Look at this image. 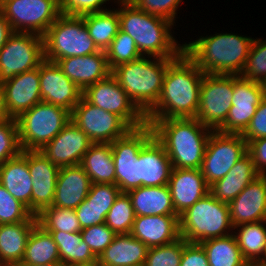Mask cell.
<instances>
[{
    "instance_id": "obj_39",
    "label": "cell",
    "mask_w": 266,
    "mask_h": 266,
    "mask_svg": "<svg viewBox=\"0 0 266 266\" xmlns=\"http://www.w3.org/2000/svg\"><path fill=\"white\" fill-rule=\"evenodd\" d=\"M135 212L127 193H120L108 211L105 224L115 234H129L133 228Z\"/></svg>"
},
{
    "instance_id": "obj_4",
    "label": "cell",
    "mask_w": 266,
    "mask_h": 266,
    "mask_svg": "<svg viewBox=\"0 0 266 266\" xmlns=\"http://www.w3.org/2000/svg\"><path fill=\"white\" fill-rule=\"evenodd\" d=\"M117 3L120 30L134 39L141 56L176 59L183 52V44L173 37V23L140 10L130 1Z\"/></svg>"
},
{
    "instance_id": "obj_52",
    "label": "cell",
    "mask_w": 266,
    "mask_h": 266,
    "mask_svg": "<svg viewBox=\"0 0 266 266\" xmlns=\"http://www.w3.org/2000/svg\"><path fill=\"white\" fill-rule=\"evenodd\" d=\"M247 152L259 174L266 176V137L250 141L247 144Z\"/></svg>"
},
{
    "instance_id": "obj_32",
    "label": "cell",
    "mask_w": 266,
    "mask_h": 266,
    "mask_svg": "<svg viewBox=\"0 0 266 266\" xmlns=\"http://www.w3.org/2000/svg\"><path fill=\"white\" fill-rule=\"evenodd\" d=\"M37 222L0 224V265L20 263L28 237Z\"/></svg>"
},
{
    "instance_id": "obj_48",
    "label": "cell",
    "mask_w": 266,
    "mask_h": 266,
    "mask_svg": "<svg viewBox=\"0 0 266 266\" xmlns=\"http://www.w3.org/2000/svg\"><path fill=\"white\" fill-rule=\"evenodd\" d=\"M110 0H60V12L68 16H83L86 14L110 10L103 8ZM113 1V0H112ZM117 2V1H113ZM102 6V7H101Z\"/></svg>"
},
{
    "instance_id": "obj_17",
    "label": "cell",
    "mask_w": 266,
    "mask_h": 266,
    "mask_svg": "<svg viewBox=\"0 0 266 266\" xmlns=\"http://www.w3.org/2000/svg\"><path fill=\"white\" fill-rule=\"evenodd\" d=\"M93 142L72 120L41 150L59 168L80 165Z\"/></svg>"
},
{
    "instance_id": "obj_10",
    "label": "cell",
    "mask_w": 266,
    "mask_h": 266,
    "mask_svg": "<svg viewBox=\"0 0 266 266\" xmlns=\"http://www.w3.org/2000/svg\"><path fill=\"white\" fill-rule=\"evenodd\" d=\"M234 75L204 74L196 117L202 125L218 131L232 106Z\"/></svg>"
},
{
    "instance_id": "obj_55",
    "label": "cell",
    "mask_w": 266,
    "mask_h": 266,
    "mask_svg": "<svg viewBox=\"0 0 266 266\" xmlns=\"http://www.w3.org/2000/svg\"><path fill=\"white\" fill-rule=\"evenodd\" d=\"M0 266H31L29 263H7Z\"/></svg>"
},
{
    "instance_id": "obj_35",
    "label": "cell",
    "mask_w": 266,
    "mask_h": 266,
    "mask_svg": "<svg viewBox=\"0 0 266 266\" xmlns=\"http://www.w3.org/2000/svg\"><path fill=\"white\" fill-rule=\"evenodd\" d=\"M60 261L57 244L52 235L36 224L26 243L25 254L20 263L52 264Z\"/></svg>"
},
{
    "instance_id": "obj_61",
    "label": "cell",
    "mask_w": 266,
    "mask_h": 266,
    "mask_svg": "<svg viewBox=\"0 0 266 266\" xmlns=\"http://www.w3.org/2000/svg\"><path fill=\"white\" fill-rule=\"evenodd\" d=\"M258 266H266V264L258 263Z\"/></svg>"
},
{
    "instance_id": "obj_22",
    "label": "cell",
    "mask_w": 266,
    "mask_h": 266,
    "mask_svg": "<svg viewBox=\"0 0 266 266\" xmlns=\"http://www.w3.org/2000/svg\"><path fill=\"white\" fill-rule=\"evenodd\" d=\"M172 168L164 147L153 135L139 153L138 187L168 185Z\"/></svg>"
},
{
    "instance_id": "obj_38",
    "label": "cell",
    "mask_w": 266,
    "mask_h": 266,
    "mask_svg": "<svg viewBox=\"0 0 266 266\" xmlns=\"http://www.w3.org/2000/svg\"><path fill=\"white\" fill-rule=\"evenodd\" d=\"M36 219L37 224L46 231L73 233L82 230L74 209L50 206L36 215Z\"/></svg>"
},
{
    "instance_id": "obj_40",
    "label": "cell",
    "mask_w": 266,
    "mask_h": 266,
    "mask_svg": "<svg viewBox=\"0 0 266 266\" xmlns=\"http://www.w3.org/2000/svg\"><path fill=\"white\" fill-rule=\"evenodd\" d=\"M109 69L120 64L135 61L141 58L134 39L127 33L119 30L118 34L111 41L110 46L105 50Z\"/></svg>"
},
{
    "instance_id": "obj_1",
    "label": "cell",
    "mask_w": 266,
    "mask_h": 266,
    "mask_svg": "<svg viewBox=\"0 0 266 266\" xmlns=\"http://www.w3.org/2000/svg\"><path fill=\"white\" fill-rule=\"evenodd\" d=\"M204 73L182 52L168 66L157 103L146 119L195 118Z\"/></svg>"
},
{
    "instance_id": "obj_3",
    "label": "cell",
    "mask_w": 266,
    "mask_h": 266,
    "mask_svg": "<svg viewBox=\"0 0 266 266\" xmlns=\"http://www.w3.org/2000/svg\"><path fill=\"white\" fill-rule=\"evenodd\" d=\"M253 40L232 32L216 33L183 44V52L204 74L241 75Z\"/></svg>"
},
{
    "instance_id": "obj_6",
    "label": "cell",
    "mask_w": 266,
    "mask_h": 266,
    "mask_svg": "<svg viewBox=\"0 0 266 266\" xmlns=\"http://www.w3.org/2000/svg\"><path fill=\"white\" fill-rule=\"evenodd\" d=\"M232 230L228 203L215 199L210 193L179 215L180 236L187 242L201 243L225 237L231 235Z\"/></svg>"
},
{
    "instance_id": "obj_31",
    "label": "cell",
    "mask_w": 266,
    "mask_h": 266,
    "mask_svg": "<svg viewBox=\"0 0 266 266\" xmlns=\"http://www.w3.org/2000/svg\"><path fill=\"white\" fill-rule=\"evenodd\" d=\"M80 165L92 184L116 185L111 143H93L82 157Z\"/></svg>"
},
{
    "instance_id": "obj_47",
    "label": "cell",
    "mask_w": 266,
    "mask_h": 266,
    "mask_svg": "<svg viewBox=\"0 0 266 266\" xmlns=\"http://www.w3.org/2000/svg\"><path fill=\"white\" fill-rule=\"evenodd\" d=\"M120 193L115 184H91L86 200L97 208H106L107 215Z\"/></svg>"
},
{
    "instance_id": "obj_19",
    "label": "cell",
    "mask_w": 266,
    "mask_h": 266,
    "mask_svg": "<svg viewBox=\"0 0 266 266\" xmlns=\"http://www.w3.org/2000/svg\"><path fill=\"white\" fill-rule=\"evenodd\" d=\"M2 87L8 117L17 119L23 112L42 101L39 67L15 75L3 82Z\"/></svg>"
},
{
    "instance_id": "obj_37",
    "label": "cell",
    "mask_w": 266,
    "mask_h": 266,
    "mask_svg": "<svg viewBox=\"0 0 266 266\" xmlns=\"http://www.w3.org/2000/svg\"><path fill=\"white\" fill-rule=\"evenodd\" d=\"M90 37L100 50H106L120 30L118 9L82 16Z\"/></svg>"
},
{
    "instance_id": "obj_11",
    "label": "cell",
    "mask_w": 266,
    "mask_h": 266,
    "mask_svg": "<svg viewBox=\"0 0 266 266\" xmlns=\"http://www.w3.org/2000/svg\"><path fill=\"white\" fill-rule=\"evenodd\" d=\"M44 60L43 36L13 32L0 50V83L39 67Z\"/></svg>"
},
{
    "instance_id": "obj_41",
    "label": "cell",
    "mask_w": 266,
    "mask_h": 266,
    "mask_svg": "<svg viewBox=\"0 0 266 266\" xmlns=\"http://www.w3.org/2000/svg\"><path fill=\"white\" fill-rule=\"evenodd\" d=\"M37 222L29 209L14 198L0 183V224Z\"/></svg>"
},
{
    "instance_id": "obj_26",
    "label": "cell",
    "mask_w": 266,
    "mask_h": 266,
    "mask_svg": "<svg viewBox=\"0 0 266 266\" xmlns=\"http://www.w3.org/2000/svg\"><path fill=\"white\" fill-rule=\"evenodd\" d=\"M91 184L81 165L60 168L52 206L75 210L86 199Z\"/></svg>"
},
{
    "instance_id": "obj_34",
    "label": "cell",
    "mask_w": 266,
    "mask_h": 266,
    "mask_svg": "<svg viewBox=\"0 0 266 266\" xmlns=\"http://www.w3.org/2000/svg\"><path fill=\"white\" fill-rule=\"evenodd\" d=\"M58 247L60 261L63 266L91 263L97 257L81 237L80 232L65 233L63 231H48Z\"/></svg>"
},
{
    "instance_id": "obj_53",
    "label": "cell",
    "mask_w": 266,
    "mask_h": 266,
    "mask_svg": "<svg viewBox=\"0 0 266 266\" xmlns=\"http://www.w3.org/2000/svg\"><path fill=\"white\" fill-rule=\"evenodd\" d=\"M13 33L10 23L4 17L0 9V50L7 43L9 36Z\"/></svg>"
},
{
    "instance_id": "obj_16",
    "label": "cell",
    "mask_w": 266,
    "mask_h": 266,
    "mask_svg": "<svg viewBox=\"0 0 266 266\" xmlns=\"http://www.w3.org/2000/svg\"><path fill=\"white\" fill-rule=\"evenodd\" d=\"M264 96L262 83L245 79L240 75H234L232 106L223 126L218 131L242 134Z\"/></svg>"
},
{
    "instance_id": "obj_21",
    "label": "cell",
    "mask_w": 266,
    "mask_h": 266,
    "mask_svg": "<svg viewBox=\"0 0 266 266\" xmlns=\"http://www.w3.org/2000/svg\"><path fill=\"white\" fill-rule=\"evenodd\" d=\"M228 206L233 227L266 220V176L259 175Z\"/></svg>"
},
{
    "instance_id": "obj_50",
    "label": "cell",
    "mask_w": 266,
    "mask_h": 266,
    "mask_svg": "<svg viewBox=\"0 0 266 266\" xmlns=\"http://www.w3.org/2000/svg\"><path fill=\"white\" fill-rule=\"evenodd\" d=\"M75 213L82 229L105 223L106 208H97L86 199L75 209Z\"/></svg>"
},
{
    "instance_id": "obj_18",
    "label": "cell",
    "mask_w": 266,
    "mask_h": 266,
    "mask_svg": "<svg viewBox=\"0 0 266 266\" xmlns=\"http://www.w3.org/2000/svg\"><path fill=\"white\" fill-rule=\"evenodd\" d=\"M39 78L42 101L72 112L83 92L64 74L57 63L45 59L39 66Z\"/></svg>"
},
{
    "instance_id": "obj_29",
    "label": "cell",
    "mask_w": 266,
    "mask_h": 266,
    "mask_svg": "<svg viewBox=\"0 0 266 266\" xmlns=\"http://www.w3.org/2000/svg\"><path fill=\"white\" fill-rule=\"evenodd\" d=\"M149 247L129 234H116L97 258L101 266H144Z\"/></svg>"
},
{
    "instance_id": "obj_9",
    "label": "cell",
    "mask_w": 266,
    "mask_h": 266,
    "mask_svg": "<svg viewBox=\"0 0 266 266\" xmlns=\"http://www.w3.org/2000/svg\"><path fill=\"white\" fill-rule=\"evenodd\" d=\"M0 9L13 32L41 36L61 15L60 0H0Z\"/></svg>"
},
{
    "instance_id": "obj_8",
    "label": "cell",
    "mask_w": 266,
    "mask_h": 266,
    "mask_svg": "<svg viewBox=\"0 0 266 266\" xmlns=\"http://www.w3.org/2000/svg\"><path fill=\"white\" fill-rule=\"evenodd\" d=\"M16 120L21 149L41 150L69 123L71 112L41 101Z\"/></svg>"
},
{
    "instance_id": "obj_7",
    "label": "cell",
    "mask_w": 266,
    "mask_h": 266,
    "mask_svg": "<svg viewBox=\"0 0 266 266\" xmlns=\"http://www.w3.org/2000/svg\"><path fill=\"white\" fill-rule=\"evenodd\" d=\"M44 58L51 62L101 51L90 37L81 16L61 14L43 35Z\"/></svg>"
},
{
    "instance_id": "obj_15",
    "label": "cell",
    "mask_w": 266,
    "mask_h": 266,
    "mask_svg": "<svg viewBox=\"0 0 266 266\" xmlns=\"http://www.w3.org/2000/svg\"><path fill=\"white\" fill-rule=\"evenodd\" d=\"M71 120L93 143H112L131 129L120 116L89 103L83 96L73 108Z\"/></svg>"
},
{
    "instance_id": "obj_54",
    "label": "cell",
    "mask_w": 266,
    "mask_h": 266,
    "mask_svg": "<svg viewBox=\"0 0 266 266\" xmlns=\"http://www.w3.org/2000/svg\"><path fill=\"white\" fill-rule=\"evenodd\" d=\"M8 118L5 106H4V92L2 83H0V121Z\"/></svg>"
},
{
    "instance_id": "obj_42",
    "label": "cell",
    "mask_w": 266,
    "mask_h": 266,
    "mask_svg": "<svg viewBox=\"0 0 266 266\" xmlns=\"http://www.w3.org/2000/svg\"><path fill=\"white\" fill-rule=\"evenodd\" d=\"M241 77L263 83L266 79V40L254 38Z\"/></svg>"
},
{
    "instance_id": "obj_28",
    "label": "cell",
    "mask_w": 266,
    "mask_h": 266,
    "mask_svg": "<svg viewBox=\"0 0 266 266\" xmlns=\"http://www.w3.org/2000/svg\"><path fill=\"white\" fill-rule=\"evenodd\" d=\"M259 175L250 154L247 152L235 163L227 175L209 186V193L215 199L229 203Z\"/></svg>"
},
{
    "instance_id": "obj_43",
    "label": "cell",
    "mask_w": 266,
    "mask_h": 266,
    "mask_svg": "<svg viewBox=\"0 0 266 266\" xmlns=\"http://www.w3.org/2000/svg\"><path fill=\"white\" fill-rule=\"evenodd\" d=\"M183 254V238L172 243L150 247L144 266H180Z\"/></svg>"
},
{
    "instance_id": "obj_57",
    "label": "cell",
    "mask_w": 266,
    "mask_h": 266,
    "mask_svg": "<svg viewBox=\"0 0 266 266\" xmlns=\"http://www.w3.org/2000/svg\"><path fill=\"white\" fill-rule=\"evenodd\" d=\"M74 266H101L98 262V260L94 261V262H91V263H86V264H77V265H74Z\"/></svg>"
},
{
    "instance_id": "obj_59",
    "label": "cell",
    "mask_w": 266,
    "mask_h": 266,
    "mask_svg": "<svg viewBox=\"0 0 266 266\" xmlns=\"http://www.w3.org/2000/svg\"><path fill=\"white\" fill-rule=\"evenodd\" d=\"M264 264H266V248H265V255H264Z\"/></svg>"
},
{
    "instance_id": "obj_36",
    "label": "cell",
    "mask_w": 266,
    "mask_h": 266,
    "mask_svg": "<svg viewBox=\"0 0 266 266\" xmlns=\"http://www.w3.org/2000/svg\"><path fill=\"white\" fill-rule=\"evenodd\" d=\"M207 255L209 266H248L235 235L212 238L200 243Z\"/></svg>"
},
{
    "instance_id": "obj_24",
    "label": "cell",
    "mask_w": 266,
    "mask_h": 266,
    "mask_svg": "<svg viewBox=\"0 0 266 266\" xmlns=\"http://www.w3.org/2000/svg\"><path fill=\"white\" fill-rule=\"evenodd\" d=\"M64 74L83 92L88 86L105 79L111 70L107 63L106 52L80 57H67L56 61Z\"/></svg>"
},
{
    "instance_id": "obj_33",
    "label": "cell",
    "mask_w": 266,
    "mask_h": 266,
    "mask_svg": "<svg viewBox=\"0 0 266 266\" xmlns=\"http://www.w3.org/2000/svg\"><path fill=\"white\" fill-rule=\"evenodd\" d=\"M266 220L241 224L234 227L233 234L243 258L249 263H263L266 248Z\"/></svg>"
},
{
    "instance_id": "obj_44",
    "label": "cell",
    "mask_w": 266,
    "mask_h": 266,
    "mask_svg": "<svg viewBox=\"0 0 266 266\" xmlns=\"http://www.w3.org/2000/svg\"><path fill=\"white\" fill-rule=\"evenodd\" d=\"M22 151L19 143L18 124L15 118L0 121V167Z\"/></svg>"
},
{
    "instance_id": "obj_20",
    "label": "cell",
    "mask_w": 266,
    "mask_h": 266,
    "mask_svg": "<svg viewBox=\"0 0 266 266\" xmlns=\"http://www.w3.org/2000/svg\"><path fill=\"white\" fill-rule=\"evenodd\" d=\"M28 167L32 177V214L38 215L52 206L59 167L40 150H28Z\"/></svg>"
},
{
    "instance_id": "obj_45",
    "label": "cell",
    "mask_w": 266,
    "mask_h": 266,
    "mask_svg": "<svg viewBox=\"0 0 266 266\" xmlns=\"http://www.w3.org/2000/svg\"><path fill=\"white\" fill-rule=\"evenodd\" d=\"M82 240L98 258L116 235L105 223L93 225L81 230Z\"/></svg>"
},
{
    "instance_id": "obj_27",
    "label": "cell",
    "mask_w": 266,
    "mask_h": 266,
    "mask_svg": "<svg viewBox=\"0 0 266 266\" xmlns=\"http://www.w3.org/2000/svg\"><path fill=\"white\" fill-rule=\"evenodd\" d=\"M0 183L32 213L33 187L28 167V150H22L0 167Z\"/></svg>"
},
{
    "instance_id": "obj_51",
    "label": "cell",
    "mask_w": 266,
    "mask_h": 266,
    "mask_svg": "<svg viewBox=\"0 0 266 266\" xmlns=\"http://www.w3.org/2000/svg\"><path fill=\"white\" fill-rule=\"evenodd\" d=\"M180 266H209L203 246L200 243H191L183 239Z\"/></svg>"
},
{
    "instance_id": "obj_25",
    "label": "cell",
    "mask_w": 266,
    "mask_h": 266,
    "mask_svg": "<svg viewBox=\"0 0 266 266\" xmlns=\"http://www.w3.org/2000/svg\"><path fill=\"white\" fill-rule=\"evenodd\" d=\"M146 246H163L179 239V215L136 216L130 233Z\"/></svg>"
},
{
    "instance_id": "obj_12",
    "label": "cell",
    "mask_w": 266,
    "mask_h": 266,
    "mask_svg": "<svg viewBox=\"0 0 266 266\" xmlns=\"http://www.w3.org/2000/svg\"><path fill=\"white\" fill-rule=\"evenodd\" d=\"M152 136V127L146 123L141 127L131 128L124 136L111 143L116 185L121 193L138 188L139 153Z\"/></svg>"
},
{
    "instance_id": "obj_58",
    "label": "cell",
    "mask_w": 266,
    "mask_h": 266,
    "mask_svg": "<svg viewBox=\"0 0 266 266\" xmlns=\"http://www.w3.org/2000/svg\"><path fill=\"white\" fill-rule=\"evenodd\" d=\"M262 85H263L264 93H265V95H266V79H265V81L262 83Z\"/></svg>"
},
{
    "instance_id": "obj_23",
    "label": "cell",
    "mask_w": 266,
    "mask_h": 266,
    "mask_svg": "<svg viewBox=\"0 0 266 266\" xmlns=\"http://www.w3.org/2000/svg\"><path fill=\"white\" fill-rule=\"evenodd\" d=\"M168 187L178 215L209 193L201 169L172 168Z\"/></svg>"
},
{
    "instance_id": "obj_30",
    "label": "cell",
    "mask_w": 266,
    "mask_h": 266,
    "mask_svg": "<svg viewBox=\"0 0 266 266\" xmlns=\"http://www.w3.org/2000/svg\"><path fill=\"white\" fill-rule=\"evenodd\" d=\"M127 194L136 216L178 215L168 185L140 186Z\"/></svg>"
},
{
    "instance_id": "obj_2",
    "label": "cell",
    "mask_w": 266,
    "mask_h": 266,
    "mask_svg": "<svg viewBox=\"0 0 266 266\" xmlns=\"http://www.w3.org/2000/svg\"><path fill=\"white\" fill-rule=\"evenodd\" d=\"M173 168L201 169L211 129L197 118L146 119Z\"/></svg>"
},
{
    "instance_id": "obj_49",
    "label": "cell",
    "mask_w": 266,
    "mask_h": 266,
    "mask_svg": "<svg viewBox=\"0 0 266 266\" xmlns=\"http://www.w3.org/2000/svg\"><path fill=\"white\" fill-rule=\"evenodd\" d=\"M241 135L247 144L252 140L266 137V95L257 106L254 116Z\"/></svg>"
},
{
    "instance_id": "obj_5",
    "label": "cell",
    "mask_w": 266,
    "mask_h": 266,
    "mask_svg": "<svg viewBox=\"0 0 266 266\" xmlns=\"http://www.w3.org/2000/svg\"><path fill=\"white\" fill-rule=\"evenodd\" d=\"M173 60L142 56L118 65L111 70V74L134 104L146 114L157 103L167 66Z\"/></svg>"
},
{
    "instance_id": "obj_13",
    "label": "cell",
    "mask_w": 266,
    "mask_h": 266,
    "mask_svg": "<svg viewBox=\"0 0 266 266\" xmlns=\"http://www.w3.org/2000/svg\"><path fill=\"white\" fill-rule=\"evenodd\" d=\"M247 153V141L241 134L212 131L201 166L208 186L222 179L235 163Z\"/></svg>"
},
{
    "instance_id": "obj_62",
    "label": "cell",
    "mask_w": 266,
    "mask_h": 266,
    "mask_svg": "<svg viewBox=\"0 0 266 266\" xmlns=\"http://www.w3.org/2000/svg\"><path fill=\"white\" fill-rule=\"evenodd\" d=\"M116 1L118 2V1H131V0H116Z\"/></svg>"
},
{
    "instance_id": "obj_60",
    "label": "cell",
    "mask_w": 266,
    "mask_h": 266,
    "mask_svg": "<svg viewBox=\"0 0 266 266\" xmlns=\"http://www.w3.org/2000/svg\"><path fill=\"white\" fill-rule=\"evenodd\" d=\"M248 266H258V263H252V264H249Z\"/></svg>"
},
{
    "instance_id": "obj_46",
    "label": "cell",
    "mask_w": 266,
    "mask_h": 266,
    "mask_svg": "<svg viewBox=\"0 0 266 266\" xmlns=\"http://www.w3.org/2000/svg\"><path fill=\"white\" fill-rule=\"evenodd\" d=\"M183 0H131L137 8L153 16L163 18L175 24L176 14Z\"/></svg>"
},
{
    "instance_id": "obj_14",
    "label": "cell",
    "mask_w": 266,
    "mask_h": 266,
    "mask_svg": "<svg viewBox=\"0 0 266 266\" xmlns=\"http://www.w3.org/2000/svg\"><path fill=\"white\" fill-rule=\"evenodd\" d=\"M82 96L91 104L120 116L131 128L147 123L145 114L134 104L112 74L88 86Z\"/></svg>"
},
{
    "instance_id": "obj_56",
    "label": "cell",
    "mask_w": 266,
    "mask_h": 266,
    "mask_svg": "<svg viewBox=\"0 0 266 266\" xmlns=\"http://www.w3.org/2000/svg\"><path fill=\"white\" fill-rule=\"evenodd\" d=\"M31 266H63L61 262L52 263V264H31Z\"/></svg>"
}]
</instances>
